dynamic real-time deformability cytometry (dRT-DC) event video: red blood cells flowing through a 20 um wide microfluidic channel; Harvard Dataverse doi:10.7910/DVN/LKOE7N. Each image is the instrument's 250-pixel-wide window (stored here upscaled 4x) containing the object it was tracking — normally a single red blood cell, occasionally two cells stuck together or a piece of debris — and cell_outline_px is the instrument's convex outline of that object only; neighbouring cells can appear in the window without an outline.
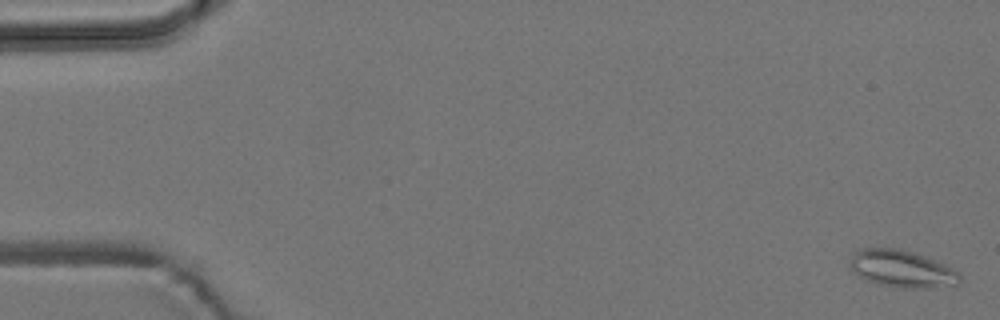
{"species": "common noctule bat (a hibernating species)", "species_latin": "Nyctalus noctula", "temperature_condition": "room temperature", "stored_images_in_passage": 5, "camera_frame_rate_fps": 3000, "um_per_image_px": 0.085, "animal": {"sex": "male", "body_mass_g": 19.2, "forearm_length_mm": 51.8}, "frame": {"image": 1, "passage_image": 1, "time_ms": 0.0, "image_size_px": [1000, 320], "cell_outline_px": [[960, 280], [956, 284], [924, 288], [900, 288], [880, 284], [868, 280], [852, 272], [848, 264], [852, 252], [860, 248], [900, 248], [916, 252], [944, 264], [960, 272]], "centroid_in_image_um": [76.61, 22.82], "position_along_channel_um": 8.4, "area_um2": 23.99}}